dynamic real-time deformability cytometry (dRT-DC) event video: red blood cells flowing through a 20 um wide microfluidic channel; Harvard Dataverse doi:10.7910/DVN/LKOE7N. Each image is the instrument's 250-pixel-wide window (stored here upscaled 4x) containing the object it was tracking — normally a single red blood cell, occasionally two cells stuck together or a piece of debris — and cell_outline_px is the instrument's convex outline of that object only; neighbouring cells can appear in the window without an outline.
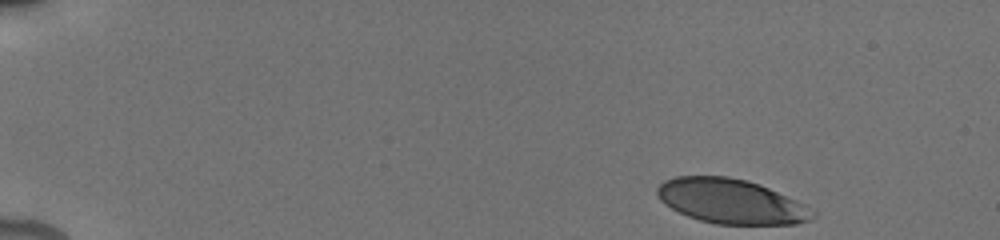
{"species": "human", "species_latin": "Homo sapiens", "temperature_condition": "cold", "stored_images_in_passage": 13, "camera_frame_rate_fps": 3000, "um_per_image_px": 0.085, "donor": {"sex": "male"}, "frame": {"image": 1, "passage_image": 1, "time_ms": 0.0, "image_size_px": [1000, 240], "cell_outline_px": [[816, 216], [808, 220], [796, 224], [716, 224], [700, 220], [688, 216], [664, 204], [660, 200], [656, 192], [656, 188], [664, 180], [676, 176], [728, 176], [748, 180], [768, 188], [804, 204], [816, 212]], "centroid_in_image_um": [62.12, 17.11], "position_along_channel_um": 22.9, "area_um2": 40.29}}
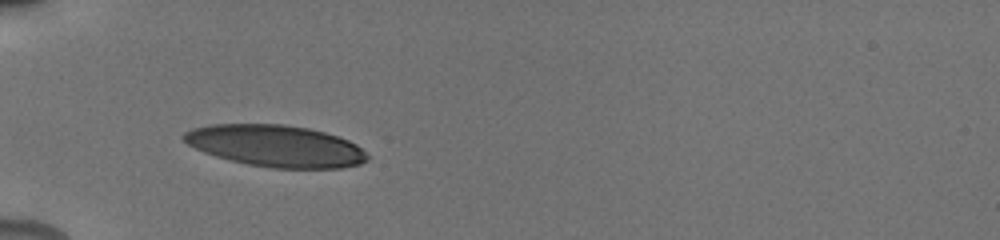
{"frame": {"image": 2, "passage_image": 8, "time_ms": 4.0, "image_size_px": [1000, 240], "cell_outline_px": [[368, 160], [360, 164], [340, 168], [272, 168], [248, 164], [216, 156], [204, 152], [188, 144], [180, 136], [184, 132], [192, 128], [212, 124], [284, 124], [308, 128], [324, 132], [348, 140], [356, 144], [368, 156]], "centroid_in_image_um": [23.42, 12.4], "position_along_channel_um": 61.6, "area_um2": 44.45}}
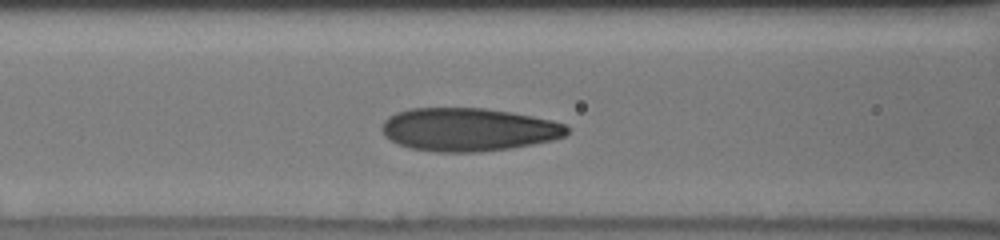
{"frame": {"image": 3, "passage_image": 11, "time_ms": 6.0, "image_size_px": [1000, 240], "cell_outline_px": [[568, 132], [564, 136], [552, 140], [512, 148], [476, 152], [436, 152], [408, 148], [396, 144], [384, 136], [384, 120], [388, 116], [396, 112], [412, 108], [484, 108], [512, 112], [552, 120], [564, 124], [568, 128]], "centroid_in_image_um": [39.79, 11.01], "position_along_channel_um": 126.8, "area_um2": 46.64}}